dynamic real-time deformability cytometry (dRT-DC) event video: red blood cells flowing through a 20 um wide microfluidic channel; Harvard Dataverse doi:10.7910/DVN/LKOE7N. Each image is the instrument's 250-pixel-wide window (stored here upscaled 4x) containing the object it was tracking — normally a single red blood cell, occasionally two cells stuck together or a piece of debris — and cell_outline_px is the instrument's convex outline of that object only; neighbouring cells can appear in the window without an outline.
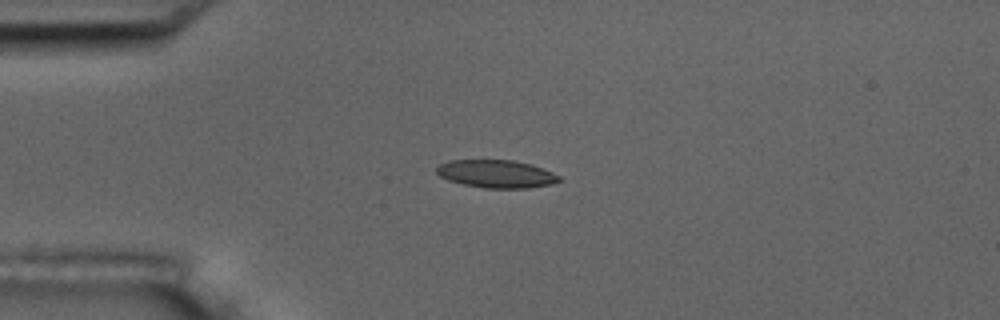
{"species": "common noctule bat (a hibernating species)", "species_latin": "Nyctalus noctula", "temperature_condition": "room temperature", "stored_images_in_passage": 7, "camera_frame_rate_fps": 3000, "um_per_image_px": 0.085, "animal": {"sex": "male", "body_mass_g": 17.5, "forearm_length_mm": 52.3}, "frame": {"image": 1, "passage_image": 3, "time_ms": 3.333, "image_size_px": [1000, 320], "cell_outline_px": [[560, 180], [552, 184], [528, 188], [484, 188], [464, 184], [448, 180], [440, 176], [436, 172], [436, 168], [440, 164], [448, 160], [512, 160], [532, 164], [552, 172], [560, 176]], "centroid_in_image_um": [42.19, 14.77], "position_along_channel_um": 42.8, "area_um2": 19.88}}
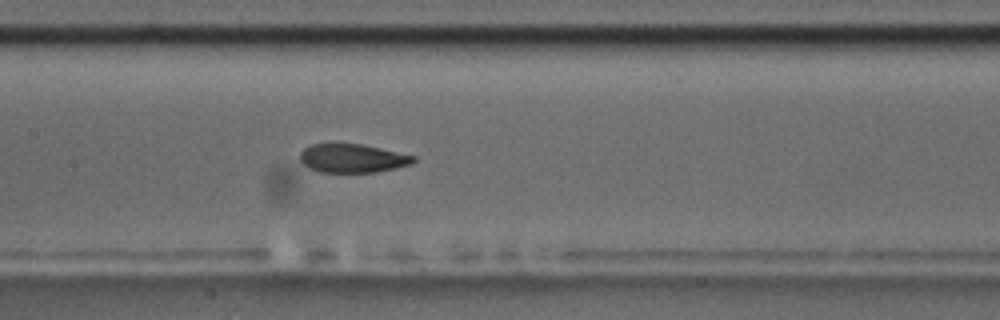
{"frame": {"image": 2, "passage_image": 7, "time_ms": 7.667, "image_size_px": [1000, 320], "cell_outline_px": [[416, 160], [412, 164], [396, 168], [376, 172], [320, 172], [308, 168], [300, 160], [300, 152], [304, 148], [312, 144], [360, 144], [380, 148], [416, 156]], "centroid_in_image_um": [29.97, 13.46], "position_along_channel_um": 177.4, "area_um2": 18.9}}